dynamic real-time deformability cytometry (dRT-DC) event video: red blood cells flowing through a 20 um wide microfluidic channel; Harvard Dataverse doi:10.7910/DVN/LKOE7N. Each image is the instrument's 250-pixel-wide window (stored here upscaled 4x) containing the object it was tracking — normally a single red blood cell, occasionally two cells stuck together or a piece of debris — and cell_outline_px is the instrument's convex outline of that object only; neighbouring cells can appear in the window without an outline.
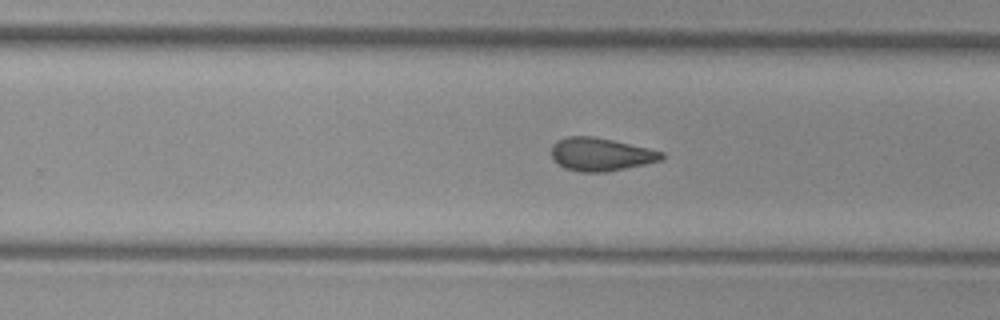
{"species": "common noctule bat (a hibernating species)", "species_latin": "Nyctalus noctula", "temperature_condition": "cold", "stored_images_in_passage": 31, "camera_frame_rate_fps": 3000, "um_per_image_px": 0.085, "animal": {"sex": "female", "body_mass_g": 29.2, "forearm_length_mm": 56.3}, "frame": {"image": 1, "passage_image": 22, "time_ms": 7.0, "image_size_px": [1000, 320], "cell_outline_px": [[664, 160], [604, 172], [580, 172], [564, 168], [552, 160], [552, 144], [556, 140], [568, 136], [592, 136], [612, 140], [648, 148], [664, 152]], "centroid_in_image_um": [51.04, 13.12], "position_along_channel_um": 278.8, "area_um2": 21.27}}